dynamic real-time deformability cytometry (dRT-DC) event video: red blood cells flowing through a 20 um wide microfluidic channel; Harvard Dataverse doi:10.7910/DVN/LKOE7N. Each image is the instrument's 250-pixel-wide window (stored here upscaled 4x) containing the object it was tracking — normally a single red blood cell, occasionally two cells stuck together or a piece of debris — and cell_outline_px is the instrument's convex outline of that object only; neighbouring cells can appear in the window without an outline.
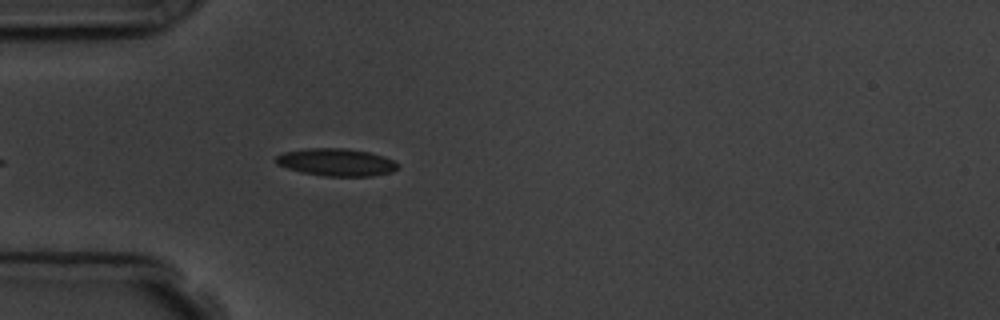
{"species": "common noctule bat (a hibernating species)", "species_latin": "Nyctalus noctula", "temperature_condition": "room temperature", "stored_images_in_passage": 7, "camera_frame_rate_fps": 3000, "um_per_image_px": 0.085, "animal": {"sex": "male", "body_mass_g": 19.5, "forearm_length_mm": 54.6}, "frame": {"image": 1, "passage_image": 7, "time_ms": 7.0, "image_size_px": [1000, 320], "cell_outline_px": [[400, 168], [392, 172], [372, 176], [324, 176], [300, 172], [276, 164], [276, 156], [284, 152], [304, 148], [344, 148], [368, 152], [384, 156], [400, 164]], "centroid_in_image_um": [28.61, 13.79], "position_along_channel_um": 56.4, "area_um2": 19.65}}